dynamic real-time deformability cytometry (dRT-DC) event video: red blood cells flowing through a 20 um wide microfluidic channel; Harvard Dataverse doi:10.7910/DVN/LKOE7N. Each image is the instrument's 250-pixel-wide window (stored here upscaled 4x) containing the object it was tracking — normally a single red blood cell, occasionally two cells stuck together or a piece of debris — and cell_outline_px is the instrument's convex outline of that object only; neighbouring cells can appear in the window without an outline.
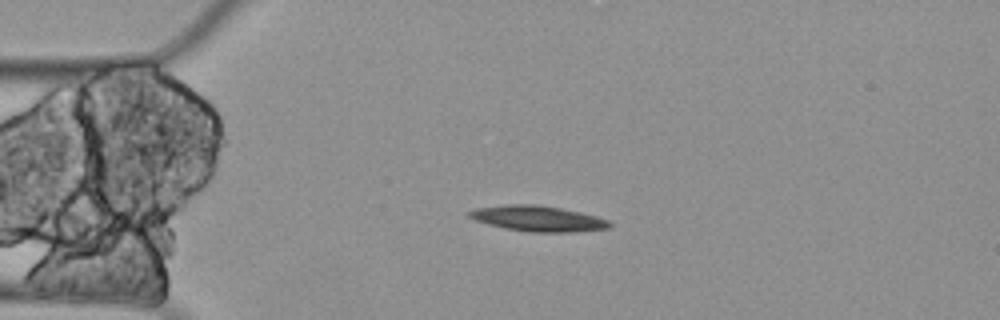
{"species": "Egyptian fruit bat (a non-hibernating species)", "species_latin": "Rousettus aegyptiacus", "temperature_condition": "cold", "stored_images_in_passage": 2, "camera_frame_rate_fps": 3000, "um_per_image_px": 0.085, "animal": {"sex": "female"}, "frame": {"image": 1, "passage_image": 2, "time_ms": 0.333, "image_size_px": [1000, 320], "cell_outline_px": [[612, 228], [572, 232], [528, 232], [504, 228], [488, 224], [476, 220], [468, 216], [468, 212], [476, 208], [504, 204], [536, 204], [560, 208], [580, 212], [596, 216], [608, 220], [612, 224]], "centroid_in_image_um": [45.74, 18.58], "position_along_channel_um": 39.3, "area_um2": 20.98}}